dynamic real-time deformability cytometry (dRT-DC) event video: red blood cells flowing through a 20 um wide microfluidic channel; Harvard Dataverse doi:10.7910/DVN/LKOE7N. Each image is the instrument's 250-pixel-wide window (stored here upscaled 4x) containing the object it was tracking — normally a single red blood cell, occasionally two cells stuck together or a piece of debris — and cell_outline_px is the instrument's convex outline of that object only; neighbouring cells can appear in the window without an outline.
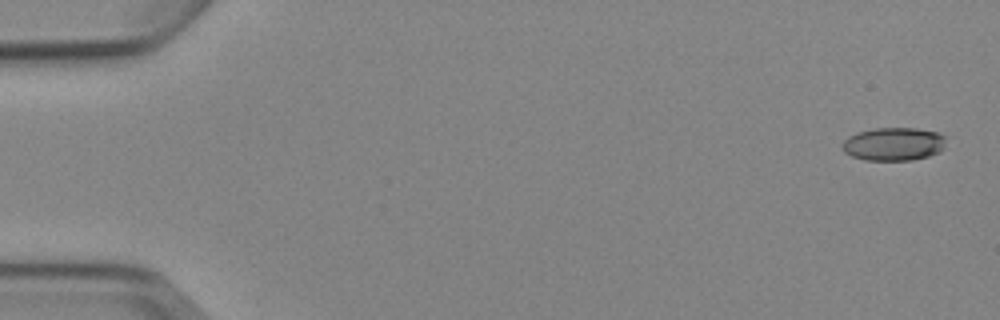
{"species": "Egyptian fruit bat (a non-hibernating species)", "species_latin": "Rousettus aegyptiacus", "temperature_condition": "cold", "stored_images_in_passage": 5, "camera_frame_rate_fps": 3000, "um_per_image_px": 0.085, "animal": {"sex": "female"}, "frame": {"image": 1, "passage_image": 1, "time_ms": 0.0, "image_size_px": [1000, 320], "cell_outline_px": [[948, 136], [944, 148], [940, 152], [928, 156], [912, 160], [864, 160], [852, 156], [844, 152], [840, 148], [840, 144], [848, 136], [856, 132], [876, 128], [916, 128], [936, 132]], "centroid_in_image_um": [75.96, 12.24], "position_along_channel_um": 9.0, "area_um2": 20.46}}
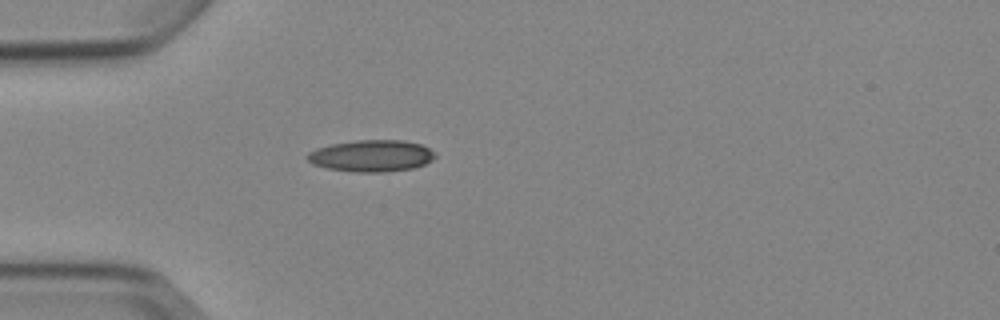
{"frame": {"image": 2, "passage_image": 5, "time_ms": 4.667, "image_size_px": [1000, 320], "cell_outline_px": [[436, 156], [432, 160], [424, 164], [412, 168], [384, 172], [356, 172], [328, 168], [312, 164], [304, 156], [308, 152], [316, 148], [332, 144], [356, 140], [404, 140], [420, 144], [428, 148]], "centroid_in_image_um": [31.54, 13.24], "position_along_channel_um": 53.5, "area_um2": 23.52}}